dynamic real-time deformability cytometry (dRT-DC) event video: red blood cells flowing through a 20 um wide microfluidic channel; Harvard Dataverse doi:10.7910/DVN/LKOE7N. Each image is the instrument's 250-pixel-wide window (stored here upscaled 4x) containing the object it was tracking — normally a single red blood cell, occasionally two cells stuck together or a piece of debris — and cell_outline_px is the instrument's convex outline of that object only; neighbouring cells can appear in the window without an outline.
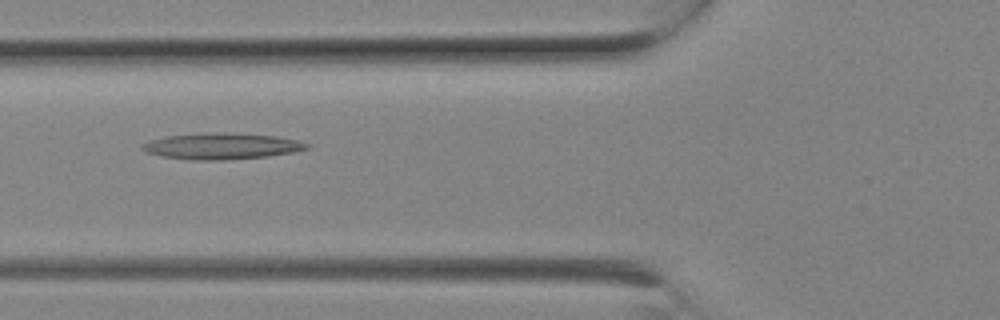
{"species": "Egyptian fruit bat (a non-hibernating species)", "species_latin": "Rousettus aegyptiacus", "temperature_condition": "room temperature", "stored_images_in_passage": 8, "camera_frame_rate_fps": 3000, "um_per_image_px": 0.085, "animal": {"sex": "female"}, "frame": {"image": 1, "passage_image": 7, "time_ms": 2.0, "image_size_px": [1000, 320], "cell_outline_px": [[312, 144], [308, 148], [292, 152], [264, 156], [224, 160], [192, 160], [160, 156], [144, 152], [140, 148], [140, 144], [148, 140], [164, 136], [216, 132], [276, 136], [296, 140]], "centroid_in_image_um": [18.75, 12.42], "position_along_channel_um": 107.1, "area_um2": 25.09}}
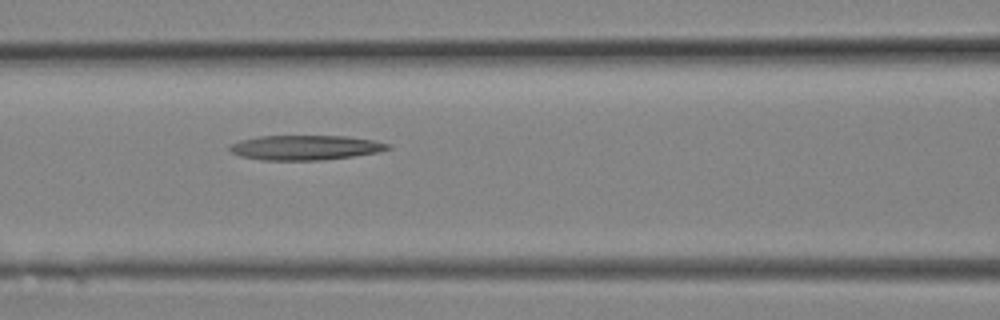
{"frame": {"image": 2, "passage_image": 8, "time_ms": 2.333, "image_size_px": [1000, 320], "cell_outline_px": [[392, 148], [380, 152], [352, 156], [320, 160], [260, 160], [240, 156], [232, 152], [228, 148], [228, 144], [240, 140], [256, 136], [348, 136], [376, 140], [392, 144]], "centroid_in_image_um": [25.97, 12.53], "position_along_channel_um": 140.6, "area_um2": 23.12}}